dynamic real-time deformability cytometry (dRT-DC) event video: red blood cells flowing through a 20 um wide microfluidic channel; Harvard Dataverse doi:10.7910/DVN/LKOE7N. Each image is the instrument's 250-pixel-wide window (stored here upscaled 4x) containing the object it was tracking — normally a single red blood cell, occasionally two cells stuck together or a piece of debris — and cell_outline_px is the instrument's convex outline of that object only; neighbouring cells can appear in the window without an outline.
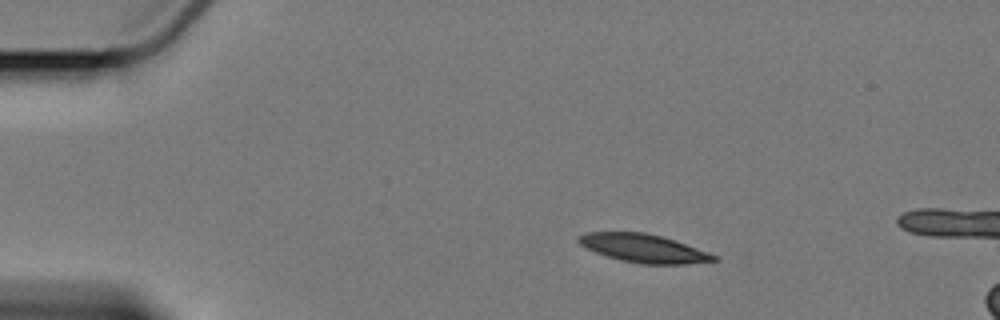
{"species": "Egyptian fruit bat (a non-hibernating species)", "species_latin": "Rousettus aegyptiacus", "temperature_condition": "cold", "stored_images_in_passage": 4, "camera_frame_rate_fps": 3000, "um_per_image_px": 0.085, "animal": {"sex": "female"}, "frame": {"image": 1, "passage_image": 1, "time_ms": 0.0, "image_size_px": [1000, 320], "cell_outline_px": [[720, 260], [684, 264], [640, 264], [620, 260], [596, 252], [580, 244], [576, 240], [576, 236], [588, 232], [644, 232], [676, 240], [720, 256]], "centroid_in_image_um": [54.75, 21.1], "position_along_channel_um": 30.3, "area_um2": 22.43}}